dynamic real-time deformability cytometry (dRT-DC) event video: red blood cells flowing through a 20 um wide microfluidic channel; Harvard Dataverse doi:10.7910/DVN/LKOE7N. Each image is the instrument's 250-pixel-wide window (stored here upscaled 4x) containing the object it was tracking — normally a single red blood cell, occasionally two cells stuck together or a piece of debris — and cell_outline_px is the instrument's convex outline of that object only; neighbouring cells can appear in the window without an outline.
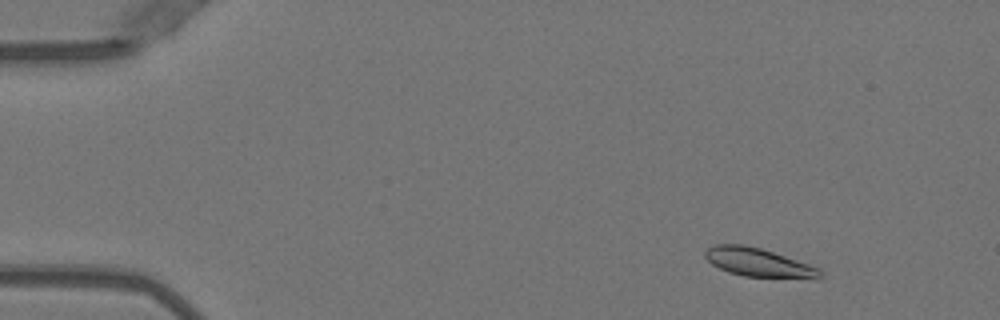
{"species": "Egyptian fruit bat (a non-hibernating species)", "species_latin": "Rousettus aegyptiacus", "temperature_condition": "warm", "stored_images_in_passage": 47, "camera_frame_rate_fps": 3000, "um_per_image_px": 0.085, "animal": {"sex": "female"}, "frame": {"image": 1, "passage_image": 2, "time_ms": 0.333, "image_size_px": [1000, 320], "cell_outline_px": [[824, 276], [816, 280], [744, 276], [728, 272], [712, 264], [704, 256], [704, 252], [708, 248], [716, 244], [744, 244], [760, 248], [820, 268], [824, 272]], "centroid_in_image_um": [64.55, 22.34], "position_along_channel_um": 20.5, "area_um2": 19.48}}
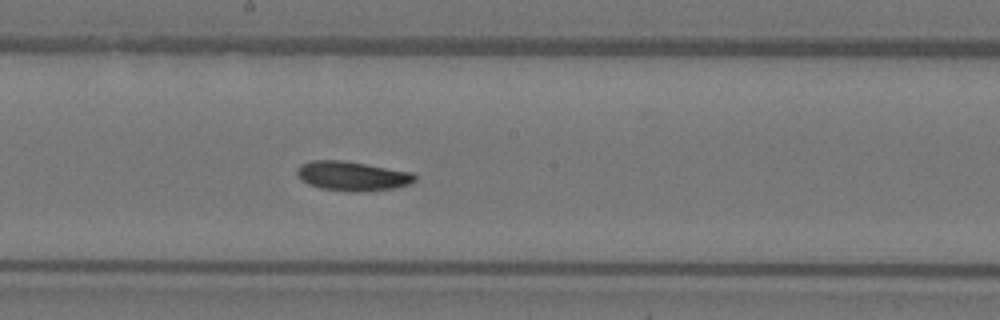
{"frame": {"image": 2, "passage_image": 24, "time_ms": 7.667, "image_size_px": [1000, 320], "cell_outline_px": [[416, 180], [412, 184], [392, 188], [352, 192], [320, 188], [308, 184], [300, 180], [296, 176], [296, 168], [300, 164], [312, 160], [340, 160], [412, 172], [416, 176]], "centroid_in_image_um": [29.89, 14.96], "position_along_channel_um": 218.3, "area_um2": 20.17}}
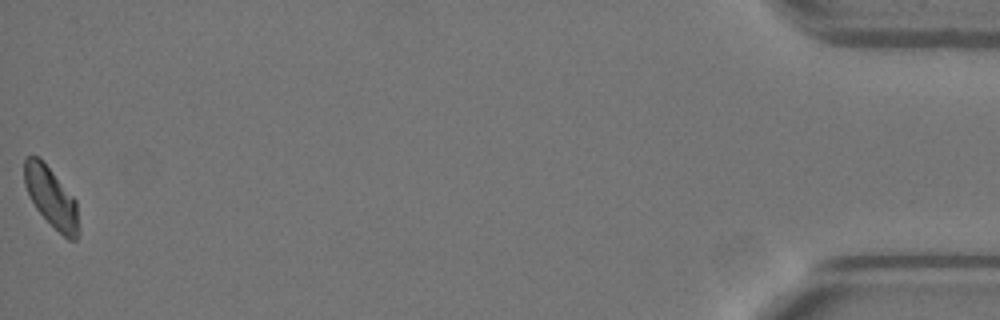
{"frame": {"image": 3, "passage_image": 47, "time_ms": 15.333, "image_size_px": [1000, 320], "cell_outline_px": [[80, 232], [76, 240], [68, 240], [36, 208], [24, 184], [24, 160], [28, 156], [40, 156], [76, 200]], "centroid_in_image_um": [4.38, 16.76], "position_along_channel_um": 430.8, "area_um2": 18.84}, "authors_computed_cell_mechanics": {"area_um2": 19.5364, "velocity_mm_per_s": 4.0006, "shape_relaxation_time_tau1_ms": 4.2562, "shape_relaxation_time_tau2_ms": 4.6163, "deformation_change_tau1": 0.128, "deformation_change_tau2": 0.0941}}